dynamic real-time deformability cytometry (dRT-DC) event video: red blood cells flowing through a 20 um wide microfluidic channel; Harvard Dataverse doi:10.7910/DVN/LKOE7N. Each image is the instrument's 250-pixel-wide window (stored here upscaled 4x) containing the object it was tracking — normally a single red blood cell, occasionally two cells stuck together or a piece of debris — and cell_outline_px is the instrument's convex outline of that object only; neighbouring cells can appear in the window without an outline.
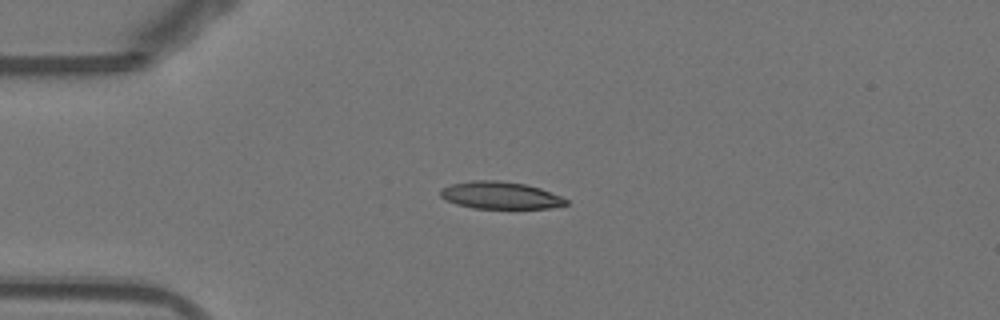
{"species": "Egyptian fruit bat (a non-hibernating species)", "species_latin": "Rousettus aegyptiacus", "temperature_condition": "warm", "stored_images_in_passage": 15, "camera_frame_rate_fps": 3000, "um_per_image_px": 0.085, "animal": {"sex": "female"}, "frame": {"image": 1, "passage_image": 12, "time_ms": 3.667, "image_size_px": [1000, 320], "cell_outline_px": [[568, 204], [552, 208], [472, 208], [456, 204], [440, 196], [440, 188], [452, 184], [472, 180], [500, 180], [524, 184], [540, 188], [560, 196], [568, 200]], "centroid_in_image_um": [42.52, 16.6], "position_along_channel_um": 42.5, "area_um2": 19.88}}